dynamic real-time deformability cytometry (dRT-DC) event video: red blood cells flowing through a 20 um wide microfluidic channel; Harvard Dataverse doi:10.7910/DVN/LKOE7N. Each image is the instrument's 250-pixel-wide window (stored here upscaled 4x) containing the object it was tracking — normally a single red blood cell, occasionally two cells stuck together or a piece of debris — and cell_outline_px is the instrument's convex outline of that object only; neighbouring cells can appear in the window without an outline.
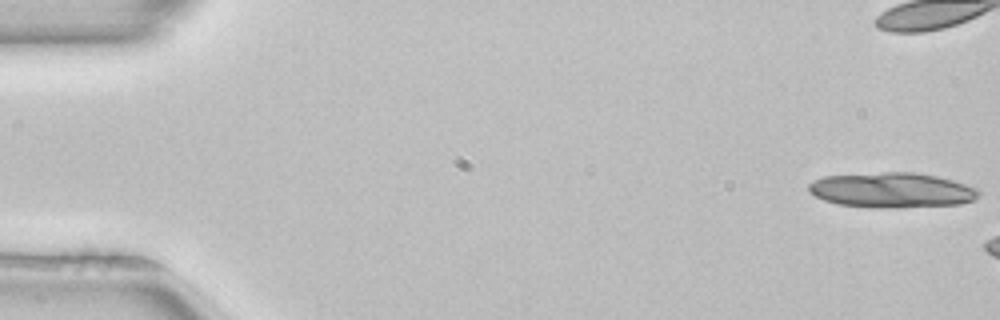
{"species": "common noctule bat (a hibernating species)", "species_latin": "Nyctalus noctula", "temperature_condition": "room temperature", "stored_images_in_passage": 9, "camera_frame_rate_fps": 3000, "um_per_image_px": 0.085, "animal": {"sex": "female", "body_mass_g": 22.7, "forearm_length_mm": 54.2}, "frame": {"image": 1, "passage_image": 1, "time_ms": 0.0, "image_size_px": [1000, 320], "cell_outline_px": [[980, 196], [972, 200], [960, 204], [900, 208], [876, 208], [836, 204], [824, 200], [808, 192], [808, 184], [812, 180], [824, 176], [884, 172], [916, 172], [936, 176], [952, 180], [980, 188]], "centroid_in_image_um": [75.81, 16.17], "position_along_channel_um": 9.2, "area_um2": 35.2}}